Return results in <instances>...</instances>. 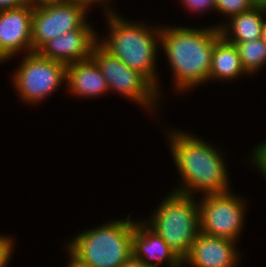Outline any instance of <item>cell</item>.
<instances>
[{
    "label": "cell",
    "mask_w": 266,
    "mask_h": 267,
    "mask_svg": "<svg viewBox=\"0 0 266 267\" xmlns=\"http://www.w3.org/2000/svg\"><path fill=\"white\" fill-rule=\"evenodd\" d=\"M203 198L199 202L200 231L236 242L245 221V205L241 197L229 191L207 194Z\"/></svg>",
    "instance_id": "obj_9"
},
{
    "label": "cell",
    "mask_w": 266,
    "mask_h": 267,
    "mask_svg": "<svg viewBox=\"0 0 266 267\" xmlns=\"http://www.w3.org/2000/svg\"><path fill=\"white\" fill-rule=\"evenodd\" d=\"M252 153L253 154L251 155L253 156V158L250 159V161L252 160L253 164L258 167L257 169H260L262 175L264 174V176L266 177V141L265 143L258 145L257 148L255 147Z\"/></svg>",
    "instance_id": "obj_20"
},
{
    "label": "cell",
    "mask_w": 266,
    "mask_h": 267,
    "mask_svg": "<svg viewBox=\"0 0 266 267\" xmlns=\"http://www.w3.org/2000/svg\"><path fill=\"white\" fill-rule=\"evenodd\" d=\"M183 4L190 11H201L209 8H213L216 10V2L215 0H182Z\"/></svg>",
    "instance_id": "obj_21"
},
{
    "label": "cell",
    "mask_w": 266,
    "mask_h": 267,
    "mask_svg": "<svg viewBox=\"0 0 266 267\" xmlns=\"http://www.w3.org/2000/svg\"><path fill=\"white\" fill-rule=\"evenodd\" d=\"M87 23L86 21L79 29L49 40L37 52L44 58L66 65L90 59L99 39Z\"/></svg>",
    "instance_id": "obj_11"
},
{
    "label": "cell",
    "mask_w": 266,
    "mask_h": 267,
    "mask_svg": "<svg viewBox=\"0 0 266 267\" xmlns=\"http://www.w3.org/2000/svg\"><path fill=\"white\" fill-rule=\"evenodd\" d=\"M68 262H69V264H67V267H85V266L75 264L71 259Z\"/></svg>",
    "instance_id": "obj_28"
},
{
    "label": "cell",
    "mask_w": 266,
    "mask_h": 267,
    "mask_svg": "<svg viewBox=\"0 0 266 267\" xmlns=\"http://www.w3.org/2000/svg\"><path fill=\"white\" fill-rule=\"evenodd\" d=\"M264 18L263 8L255 6L247 12L230 17V24H220L217 27H219L221 36L228 42L253 41L261 39Z\"/></svg>",
    "instance_id": "obj_15"
},
{
    "label": "cell",
    "mask_w": 266,
    "mask_h": 267,
    "mask_svg": "<svg viewBox=\"0 0 266 267\" xmlns=\"http://www.w3.org/2000/svg\"><path fill=\"white\" fill-rule=\"evenodd\" d=\"M194 198L171 192L157 207L151 220L145 222L182 260L200 232L199 203Z\"/></svg>",
    "instance_id": "obj_5"
},
{
    "label": "cell",
    "mask_w": 266,
    "mask_h": 267,
    "mask_svg": "<svg viewBox=\"0 0 266 267\" xmlns=\"http://www.w3.org/2000/svg\"><path fill=\"white\" fill-rule=\"evenodd\" d=\"M81 1L86 3L90 7V5H92L93 3H101V4L105 3L106 4V2L108 0H81ZM104 1H106V2H104Z\"/></svg>",
    "instance_id": "obj_26"
},
{
    "label": "cell",
    "mask_w": 266,
    "mask_h": 267,
    "mask_svg": "<svg viewBox=\"0 0 266 267\" xmlns=\"http://www.w3.org/2000/svg\"><path fill=\"white\" fill-rule=\"evenodd\" d=\"M266 18H264L262 23V32H261V40L266 44Z\"/></svg>",
    "instance_id": "obj_25"
},
{
    "label": "cell",
    "mask_w": 266,
    "mask_h": 267,
    "mask_svg": "<svg viewBox=\"0 0 266 267\" xmlns=\"http://www.w3.org/2000/svg\"><path fill=\"white\" fill-rule=\"evenodd\" d=\"M115 220L86 230L68 243L71 260L85 267H121L132 256L135 223Z\"/></svg>",
    "instance_id": "obj_4"
},
{
    "label": "cell",
    "mask_w": 266,
    "mask_h": 267,
    "mask_svg": "<svg viewBox=\"0 0 266 267\" xmlns=\"http://www.w3.org/2000/svg\"><path fill=\"white\" fill-rule=\"evenodd\" d=\"M216 11L218 10L228 18L247 12L255 7L253 0H215Z\"/></svg>",
    "instance_id": "obj_18"
},
{
    "label": "cell",
    "mask_w": 266,
    "mask_h": 267,
    "mask_svg": "<svg viewBox=\"0 0 266 267\" xmlns=\"http://www.w3.org/2000/svg\"><path fill=\"white\" fill-rule=\"evenodd\" d=\"M33 5L0 11V62L19 51L32 52ZM15 54V55H14Z\"/></svg>",
    "instance_id": "obj_10"
},
{
    "label": "cell",
    "mask_w": 266,
    "mask_h": 267,
    "mask_svg": "<svg viewBox=\"0 0 266 267\" xmlns=\"http://www.w3.org/2000/svg\"><path fill=\"white\" fill-rule=\"evenodd\" d=\"M26 4L25 0H0V11L21 8Z\"/></svg>",
    "instance_id": "obj_22"
},
{
    "label": "cell",
    "mask_w": 266,
    "mask_h": 267,
    "mask_svg": "<svg viewBox=\"0 0 266 267\" xmlns=\"http://www.w3.org/2000/svg\"><path fill=\"white\" fill-rule=\"evenodd\" d=\"M230 43L235 44L246 73L253 74L266 64V44L261 39Z\"/></svg>",
    "instance_id": "obj_17"
},
{
    "label": "cell",
    "mask_w": 266,
    "mask_h": 267,
    "mask_svg": "<svg viewBox=\"0 0 266 267\" xmlns=\"http://www.w3.org/2000/svg\"><path fill=\"white\" fill-rule=\"evenodd\" d=\"M13 239L0 235V267H6L10 262L13 249Z\"/></svg>",
    "instance_id": "obj_19"
},
{
    "label": "cell",
    "mask_w": 266,
    "mask_h": 267,
    "mask_svg": "<svg viewBox=\"0 0 266 267\" xmlns=\"http://www.w3.org/2000/svg\"><path fill=\"white\" fill-rule=\"evenodd\" d=\"M121 267H150L143 263L141 260H138L131 256Z\"/></svg>",
    "instance_id": "obj_23"
},
{
    "label": "cell",
    "mask_w": 266,
    "mask_h": 267,
    "mask_svg": "<svg viewBox=\"0 0 266 267\" xmlns=\"http://www.w3.org/2000/svg\"><path fill=\"white\" fill-rule=\"evenodd\" d=\"M106 10L110 35L98 43L130 69L144 75L159 92L155 59L161 40V27L151 29L144 24L124 20L110 7Z\"/></svg>",
    "instance_id": "obj_3"
},
{
    "label": "cell",
    "mask_w": 266,
    "mask_h": 267,
    "mask_svg": "<svg viewBox=\"0 0 266 267\" xmlns=\"http://www.w3.org/2000/svg\"><path fill=\"white\" fill-rule=\"evenodd\" d=\"M25 1L26 3L30 5H39V4L48 3L52 1H59V0H25Z\"/></svg>",
    "instance_id": "obj_24"
},
{
    "label": "cell",
    "mask_w": 266,
    "mask_h": 267,
    "mask_svg": "<svg viewBox=\"0 0 266 267\" xmlns=\"http://www.w3.org/2000/svg\"><path fill=\"white\" fill-rule=\"evenodd\" d=\"M219 27H162L160 43L172 67L176 90L184 91L209 80Z\"/></svg>",
    "instance_id": "obj_1"
},
{
    "label": "cell",
    "mask_w": 266,
    "mask_h": 267,
    "mask_svg": "<svg viewBox=\"0 0 266 267\" xmlns=\"http://www.w3.org/2000/svg\"><path fill=\"white\" fill-rule=\"evenodd\" d=\"M255 6L257 7H264L266 5V0H253Z\"/></svg>",
    "instance_id": "obj_27"
},
{
    "label": "cell",
    "mask_w": 266,
    "mask_h": 267,
    "mask_svg": "<svg viewBox=\"0 0 266 267\" xmlns=\"http://www.w3.org/2000/svg\"><path fill=\"white\" fill-rule=\"evenodd\" d=\"M169 132L168 138L175 165L183 186L175 192L193 196V191L218 194L229 192L228 174L221 153L190 133Z\"/></svg>",
    "instance_id": "obj_2"
},
{
    "label": "cell",
    "mask_w": 266,
    "mask_h": 267,
    "mask_svg": "<svg viewBox=\"0 0 266 267\" xmlns=\"http://www.w3.org/2000/svg\"><path fill=\"white\" fill-rule=\"evenodd\" d=\"M247 74L244 70L235 44L226 41L222 36L215 42L212 55L211 79H234Z\"/></svg>",
    "instance_id": "obj_16"
},
{
    "label": "cell",
    "mask_w": 266,
    "mask_h": 267,
    "mask_svg": "<svg viewBox=\"0 0 266 267\" xmlns=\"http://www.w3.org/2000/svg\"><path fill=\"white\" fill-rule=\"evenodd\" d=\"M21 62L12 80L19 97L29 104L41 102L66 81L67 65L62 62L38 52L28 53Z\"/></svg>",
    "instance_id": "obj_7"
},
{
    "label": "cell",
    "mask_w": 266,
    "mask_h": 267,
    "mask_svg": "<svg viewBox=\"0 0 266 267\" xmlns=\"http://www.w3.org/2000/svg\"><path fill=\"white\" fill-rule=\"evenodd\" d=\"M91 58L96 62L106 79L109 90L124 95L144 107H155L159 98L157 88L139 71L130 69L99 43L93 49Z\"/></svg>",
    "instance_id": "obj_8"
},
{
    "label": "cell",
    "mask_w": 266,
    "mask_h": 267,
    "mask_svg": "<svg viewBox=\"0 0 266 267\" xmlns=\"http://www.w3.org/2000/svg\"><path fill=\"white\" fill-rule=\"evenodd\" d=\"M132 256L150 267H158L165 261L170 267L183 266L182 259L145 222L135 223L132 237Z\"/></svg>",
    "instance_id": "obj_13"
},
{
    "label": "cell",
    "mask_w": 266,
    "mask_h": 267,
    "mask_svg": "<svg viewBox=\"0 0 266 267\" xmlns=\"http://www.w3.org/2000/svg\"><path fill=\"white\" fill-rule=\"evenodd\" d=\"M263 10H264V14H265V17H266V5L264 7H262Z\"/></svg>",
    "instance_id": "obj_29"
},
{
    "label": "cell",
    "mask_w": 266,
    "mask_h": 267,
    "mask_svg": "<svg viewBox=\"0 0 266 267\" xmlns=\"http://www.w3.org/2000/svg\"><path fill=\"white\" fill-rule=\"evenodd\" d=\"M89 6L81 0H59L33 5L32 52L46 42L69 31L79 29L86 22Z\"/></svg>",
    "instance_id": "obj_6"
},
{
    "label": "cell",
    "mask_w": 266,
    "mask_h": 267,
    "mask_svg": "<svg viewBox=\"0 0 266 267\" xmlns=\"http://www.w3.org/2000/svg\"><path fill=\"white\" fill-rule=\"evenodd\" d=\"M66 84L75 96L95 97L108 91L106 79L96 62L88 60L67 65Z\"/></svg>",
    "instance_id": "obj_14"
},
{
    "label": "cell",
    "mask_w": 266,
    "mask_h": 267,
    "mask_svg": "<svg viewBox=\"0 0 266 267\" xmlns=\"http://www.w3.org/2000/svg\"><path fill=\"white\" fill-rule=\"evenodd\" d=\"M235 246L232 240L210 236L200 231L182 263L191 264L193 267H235L240 258L239 250Z\"/></svg>",
    "instance_id": "obj_12"
}]
</instances>
